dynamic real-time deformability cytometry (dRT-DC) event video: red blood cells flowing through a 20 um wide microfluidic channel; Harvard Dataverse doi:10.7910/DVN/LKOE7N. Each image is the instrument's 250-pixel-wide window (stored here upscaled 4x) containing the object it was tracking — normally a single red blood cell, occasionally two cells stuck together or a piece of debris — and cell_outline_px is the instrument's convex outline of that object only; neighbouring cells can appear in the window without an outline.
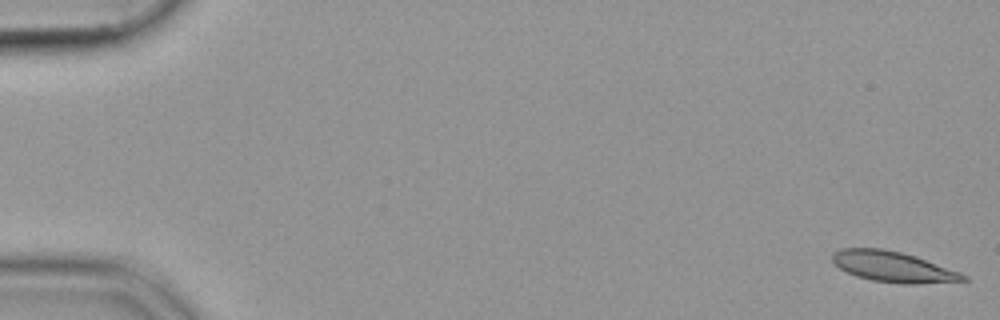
{"species": "common noctule bat (a hibernating species)", "species_latin": "Nyctalus noctula", "temperature_condition": "cold", "stored_images_in_passage": 55, "camera_frame_rate_fps": 3000, "um_per_image_px": 0.085, "animal": {"sex": "female", "body_mass_g": 19.9}, "frame": {"image": 1, "passage_image": 1, "time_ms": 0.0, "image_size_px": [1000, 320], "cell_outline_px": [[972, 280], [916, 284], [900, 284], [872, 280], [856, 276], [840, 268], [832, 260], [832, 252], [840, 248], [884, 248], [916, 256], [960, 272], [968, 276]], "centroid_in_image_um": [75.94, 22.67], "position_along_channel_um": 9.1, "area_um2": 23.47}}
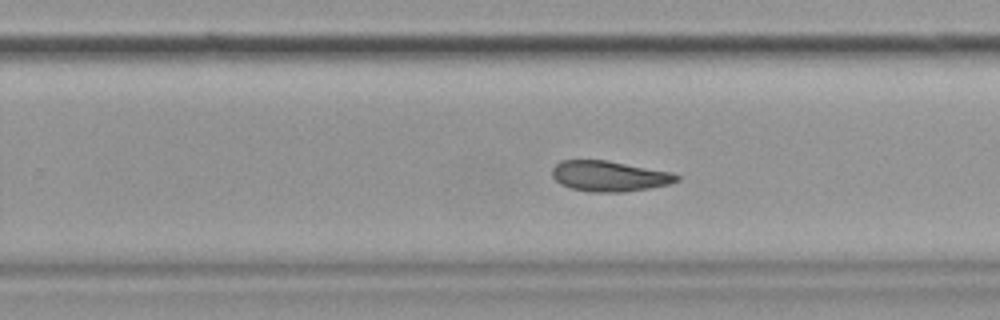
{"frame": {"image": 2, "passage_image": 35, "time_ms": 11.333, "image_size_px": [1000, 320], "cell_outline_px": [[680, 180], [668, 184], [648, 188], [624, 192], [592, 192], [572, 188], [560, 184], [552, 176], [552, 168], [560, 160], [608, 160], [672, 172], [680, 176]], "centroid_in_image_um": [51.79, 14.96], "position_along_channel_um": 278.0, "area_um2": 22.2}}
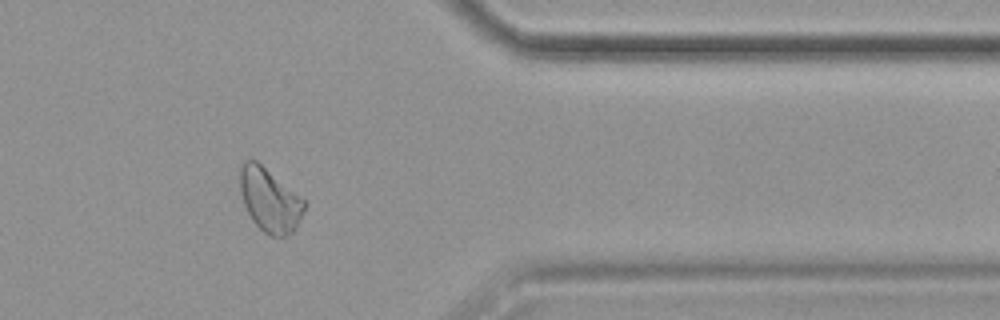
{"frame": {"image": 3, "passage_image": 45, "time_ms": 14.667, "image_size_px": [1000, 320], "cell_outline_px": [[308, 204], [296, 228], [292, 232], [284, 236], [272, 236], [264, 232], [252, 220], [244, 204], [240, 192], [240, 168], [244, 160], [256, 160], [304, 200]], "centroid_in_image_um": [22.93, 17.01], "position_along_channel_um": 388.5, "area_um2": 23.58}}